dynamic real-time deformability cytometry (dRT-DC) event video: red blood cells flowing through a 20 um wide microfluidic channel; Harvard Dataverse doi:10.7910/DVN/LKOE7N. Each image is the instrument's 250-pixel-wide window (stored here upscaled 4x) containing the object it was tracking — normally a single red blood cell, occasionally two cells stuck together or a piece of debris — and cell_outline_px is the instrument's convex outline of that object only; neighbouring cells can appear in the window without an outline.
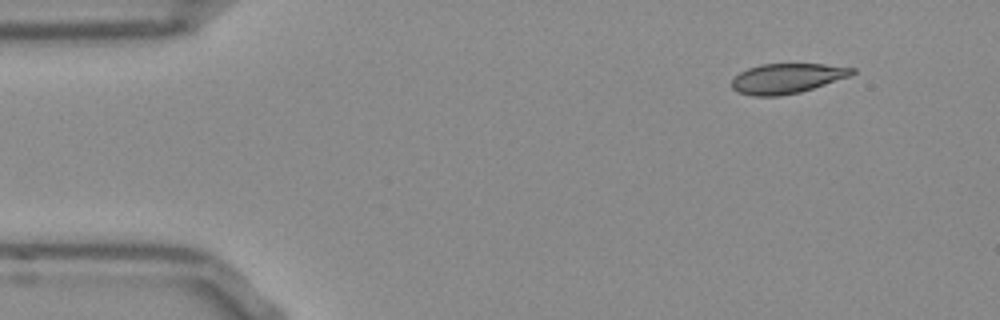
{"species": "Egyptian fruit bat (a non-hibernating species)", "species_latin": "Rousettus aegyptiacus", "temperature_condition": "room temperature", "stored_images_in_passage": 47, "camera_frame_rate_fps": 3000, "um_per_image_px": 0.085, "frame": {"image": 1, "passage_image": 1, "time_ms": 0.0, "image_size_px": [1000, 320], "cell_outline_px": [[856, 72], [848, 76], [800, 92], [780, 96], [752, 96], [740, 92], [732, 88], [732, 80], [740, 72], [748, 68], [760, 64], [824, 64], [856, 68]], "centroid_in_image_um": [66.87, 6.66], "position_along_channel_um": 18.1, "area_um2": 20.75}}
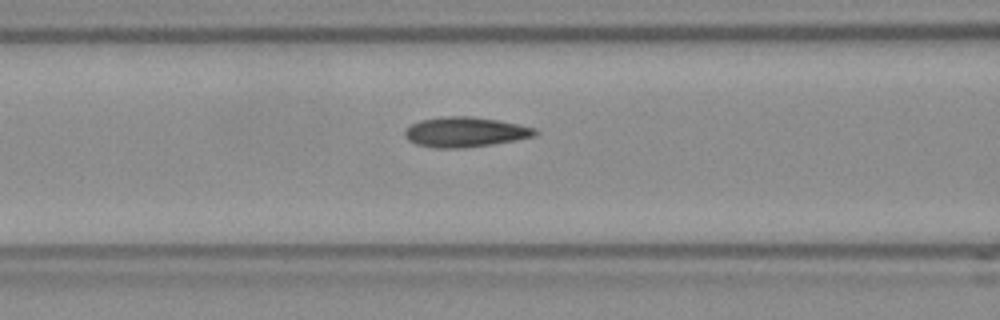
{"frame": {"image": 2, "passage_image": 16, "time_ms": 5.0, "image_size_px": [1000, 320], "cell_outline_px": [[540, 132], [536, 136], [492, 144], [464, 148], [432, 148], [416, 144], [408, 140], [404, 136], [404, 128], [420, 120], [444, 116], [472, 116], [496, 120], [536, 128]], "centroid_in_image_um": [39.51, 11.22], "position_along_channel_um": 127.1, "area_um2": 22.89}}
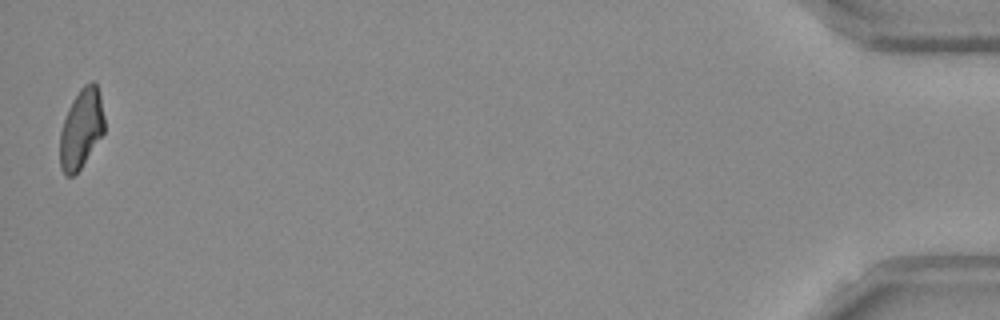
{"frame": {"image": 3, "passage_image": 47, "time_ms": 15.333, "image_size_px": [1000, 320], "cell_outline_px": [[104, 132], [80, 168], [72, 176], [64, 176], [60, 168], [60, 132], [68, 108], [72, 100], [80, 88], [84, 84], [92, 80], [96, 84], [100, 96], [104, 116]], "centroid_in_image_um": [6.89, 10.93], "position_along_channel_um": 428.3, "area_um2": 20.46}, "authors_computed_cell_mechanics": {"area_um2": 21.8484, "velocity_mm_per_s": 3.8749, "shape_relaxation_time_tau1_ms": null, "shape_relaxation_time_tau2_ms": 2.4662, "deformation_change_tau1": null, "deformation_change_tau2": 0.072}}